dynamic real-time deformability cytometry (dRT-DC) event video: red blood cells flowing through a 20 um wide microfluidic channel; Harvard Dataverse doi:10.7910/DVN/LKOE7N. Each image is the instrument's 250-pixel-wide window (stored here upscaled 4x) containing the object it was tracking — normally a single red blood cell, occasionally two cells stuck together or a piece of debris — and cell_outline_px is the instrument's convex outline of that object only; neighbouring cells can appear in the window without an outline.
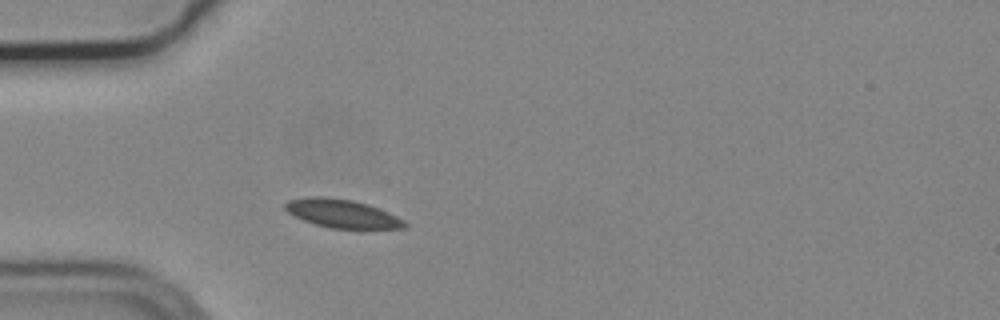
{"species": "common noctule bat (a hibernating species)", "species_latin": "Nyctalus noctula", "temperature_condition": "cold", "stored_images_in_passage": 1, "camera_frame_rate_fps": 3000, "um_per_image_px": 0.085, "animal": {"sex": "male", "body_mass_g": 19.2, "forearm_length_mm": 51.8}, "frame": {"image": 1, "passage_image": 1, "time_ms": 0.0, "image_size_px": [1000, 320], "cell_outline_px": [[408, 224], [404, 228], [332, 228], [316, 224], [304, 220], [288, 212], [284, 208], [284, 204], [288, 200], [312, 196], [324, 196], [352, 200], [368, 204], [388, 212], [404, 220]], "centroid_in_image_um": [29.07, 18.14], "position_along_channel_um": 55.9, "area_um2": 19.54}}